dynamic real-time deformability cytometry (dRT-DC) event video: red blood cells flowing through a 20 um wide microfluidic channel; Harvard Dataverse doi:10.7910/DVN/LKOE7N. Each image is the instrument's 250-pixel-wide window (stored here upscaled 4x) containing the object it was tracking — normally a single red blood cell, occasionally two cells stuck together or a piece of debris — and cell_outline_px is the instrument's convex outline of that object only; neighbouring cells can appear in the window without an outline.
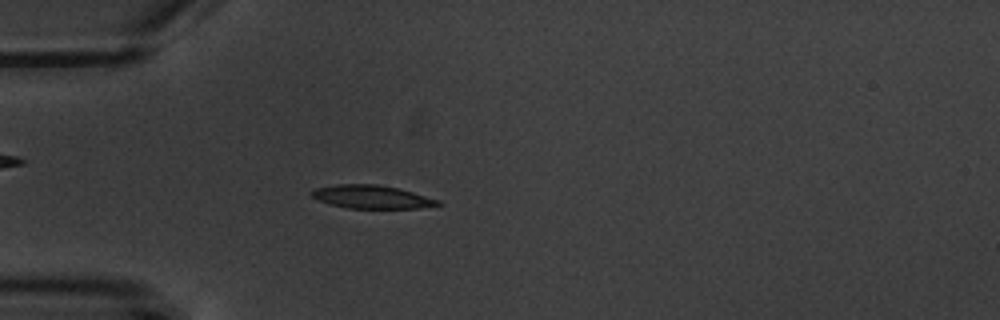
{"species": "common noctule bat (a hibernating species)", "species_latin": "Nyctalus noctula", "temperature_condition": "warm", "stored_images_in_passage": 6, "camera_frame_rate_fps": 3000, "um_per_image_px": 0.085, "animal": {"sex": "male", "body_mass_g": 20.1, "forearm_length_mm": 53.5}, "frame": {"image": 1, "passage_image": 6, "time_ms": 5.667, "image_size_px": [1000, 320], "cell_outline_px": [[444, 204], [420, 208], [348, 208], [332, 204], [320, 200], [312, 196], [308, 192], [316, 188], [336, 184], [376, 184], [396, 188], [412, 192], [440, 200]], "centroid_in_image_um": [31.61, 16.73], "position_along_channel_um": 53.4, "area_um2": 16.94}}